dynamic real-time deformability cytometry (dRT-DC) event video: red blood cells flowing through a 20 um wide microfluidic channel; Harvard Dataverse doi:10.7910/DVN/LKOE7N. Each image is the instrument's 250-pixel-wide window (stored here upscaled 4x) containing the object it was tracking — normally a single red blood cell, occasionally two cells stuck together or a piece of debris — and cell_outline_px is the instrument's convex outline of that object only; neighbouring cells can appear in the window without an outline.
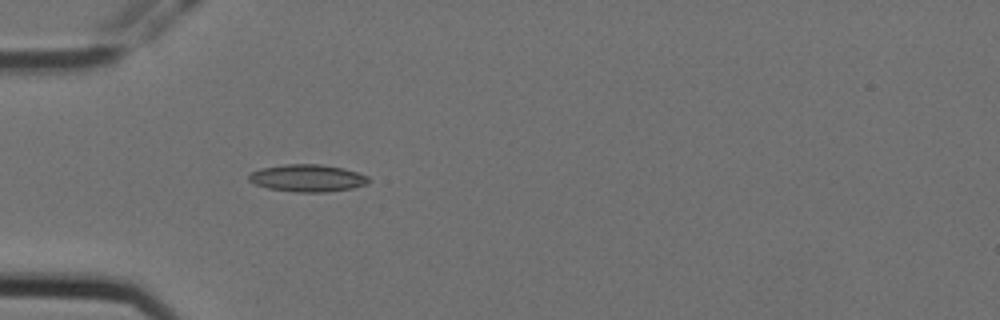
{"species": "Egyptian fruit bat (a non-hibernating species)", "species_latin": "Rousettus aegyptiacus", "temperature_condition": "cold", "stored_images_in_passage": 1, "camera_frame_rate_fps": 3000, "um_per_image_px": 0.085, "animal": {"sex": "female"}, "frame": {"image": 1, "passage_image": 1, "time_ms": 0.0, "image_size_px": [1000, 320], "cell_outline_px": [[368, 184], [352, 188], [324, 192], [296, 192], [268, 188], [256, 184], [248, 180], [248, 176], [252, 172], [260, 168], [284, 164], [320, 164], [344, 168], [368, 176]], "centroid_in_image_um": [26.13, 15.13], "position_along_channel_um": 58.9, "area_um2": 18.96}}